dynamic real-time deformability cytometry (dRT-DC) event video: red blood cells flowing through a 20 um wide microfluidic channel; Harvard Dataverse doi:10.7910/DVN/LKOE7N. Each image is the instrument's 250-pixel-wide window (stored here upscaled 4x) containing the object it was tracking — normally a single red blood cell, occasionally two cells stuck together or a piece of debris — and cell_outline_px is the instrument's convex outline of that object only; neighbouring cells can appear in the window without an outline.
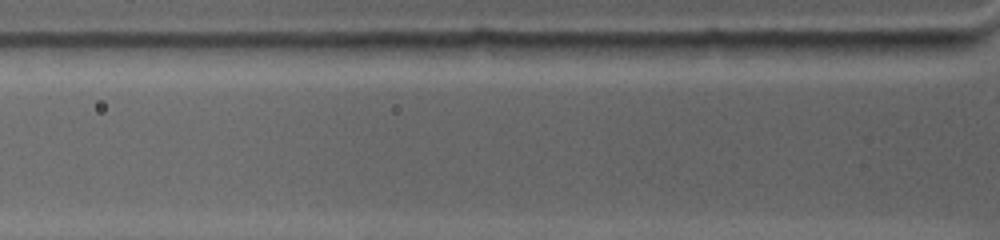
{"species": "common noctule bat (a hibernating species)", "species_latin": "Nyctalus noctula", "temperature_condition": "warm", "stored_images_in_passage": 2, "camera_frame_rate_fps": 4500, "um_per_image_px": 0.085, "animal": {"sex": "female", "body_mass_g": 19.0, "forearm_length_mm": 53.3}, "frame": {"image": 1, "passage_image": 2, "time_ms": 0.222, "image_size_px": [1000, 240], "cell_outline_px": [[980, 40], [968, 48], [936, 56], [916, 56], [844, 52], [836, 44], [840, 40]], "centroid_in_image_um": [76.94, 3.98], "position_along_channel_um": 48.9, "area_um2": 13.12}}